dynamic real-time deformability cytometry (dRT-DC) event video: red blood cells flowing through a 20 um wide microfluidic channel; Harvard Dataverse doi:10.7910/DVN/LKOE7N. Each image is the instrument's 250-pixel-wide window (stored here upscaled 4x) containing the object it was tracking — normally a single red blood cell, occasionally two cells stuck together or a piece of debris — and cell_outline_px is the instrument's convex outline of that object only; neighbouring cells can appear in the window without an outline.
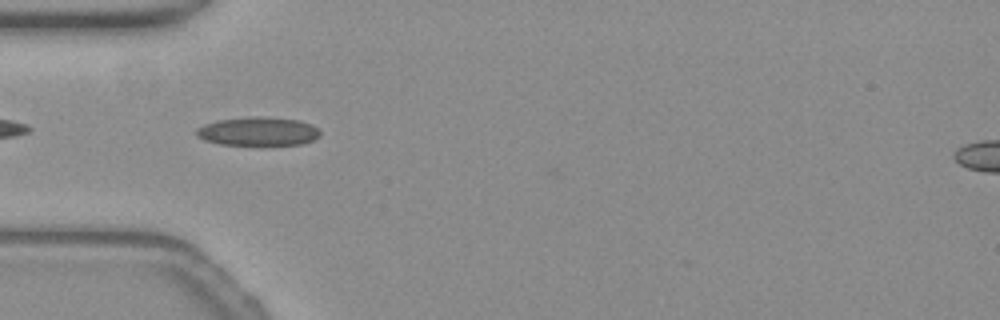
{"species": "common noctule bat (a hibernating species)", "species_latin": "Nyctalus noctula", "temperature_condition": "warm", "stored_images_in_passage": 41, "camera_frame_rate_fps": 3000, "um_per_image_px": 0.085, "animal": {"sex": "female", "body_mass_g": 19.3, "forearm_length_mm": 54.1}, "frame": {"image": 1, "passage_image": 4, "time_ms": 1.0, "image_size_px": [1000, 320], "cell_outline_px": [[320, 136], [312, 140], [300, 144], [264, 148], [260, 148], [220, 144], [204, 140], [196, 136], [196, 128], [204, 124], [216, 120], [300, 120], [312, 124], [320, 132]], "centroid_in_image_um": [21.93, 11.29], "position_along_channel_um": 63.1, "area_um2": 20.46}}
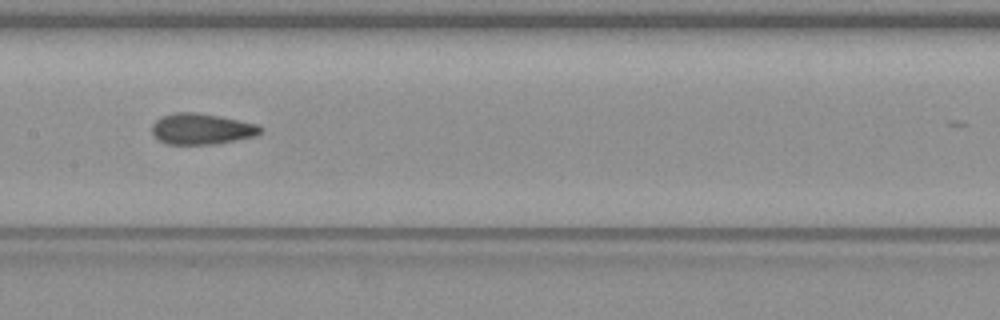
{"frame": {"image": 2, "passage_image": 14, "time_ms": 4.333, "image_size_px": [1000, 320], "cell_outline_px": [[264, 128], [256, 136], [216, 144], [168, 144], [160, 140], [152, 132], [152, 124], [160, 116], [176, 112], [196, 112], [220, 116], [256, 124]], "centroid_in_image_um": [17.14, 10.95], "position_along_channel_um": 190.3, "area_um2": 19.54}}
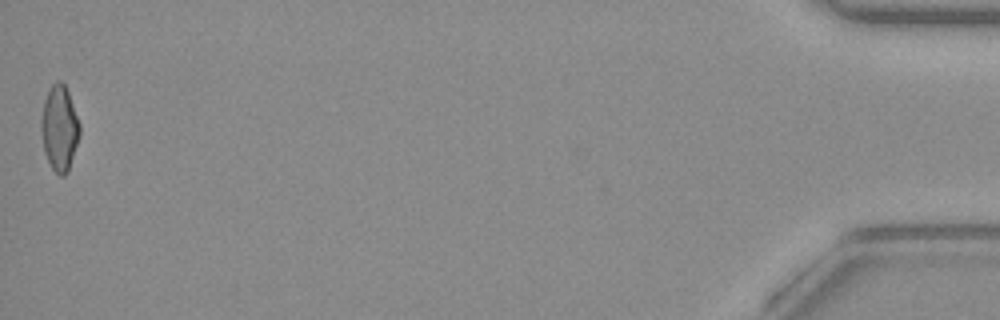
{"frame": {"image": 3, "passage_image": 41, "time_ms": 13.333, "image_size_px": [1000, 320], "cell_outline_px": [[80, 132], [68, 172], [64, 176], [60, 176], [52, 168], [44, 152], [40, 128], [40, 120], [44, 100], [52, 84], [56, 80], [60, 80], [64, 84], [68, 92], [80, 124]], "centroid_in_image_um": [5.04, 10.89], "position_along_channel_um": 430.2, "area_um2": 19.07}, "authors_computed_cell_mechanics": {"area_um2": 19.1896, "velocity_mm_per_s": 3.8147, "shape_relaxation_time_tau1_ms": null, "shape_relaxation_time_tau2_ms": 1.6403, "deformation_change_tau1": null, "deformation_change_tau2": 0.0814}}